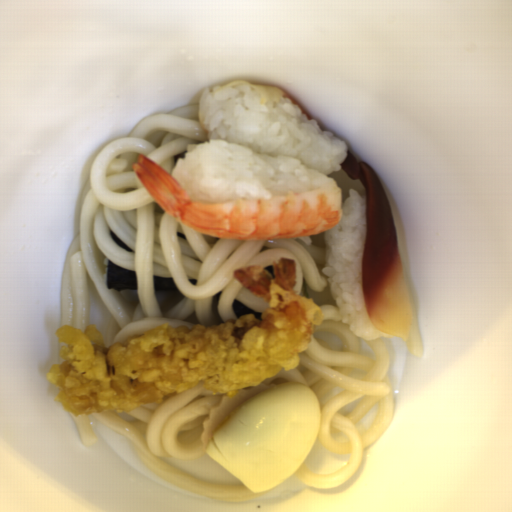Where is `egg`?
Here are the masks:
<instances>
[{"mask_svg": "<svg viewBox=\"0 0 512 512\" xmlns=\"http://www.w3.org/2000/svg\"><path fill=\"white\" fill-rule=\"evenodd\" d=\"M320 423L321 405L311 387L277 385L232 409L205 453L254 492L270 491L301 464Z\"/></svg>", "mask_w": 512, "mask_h": 512, "instance_id": "d2b9013d", "label": "egg"}]
</instances>
